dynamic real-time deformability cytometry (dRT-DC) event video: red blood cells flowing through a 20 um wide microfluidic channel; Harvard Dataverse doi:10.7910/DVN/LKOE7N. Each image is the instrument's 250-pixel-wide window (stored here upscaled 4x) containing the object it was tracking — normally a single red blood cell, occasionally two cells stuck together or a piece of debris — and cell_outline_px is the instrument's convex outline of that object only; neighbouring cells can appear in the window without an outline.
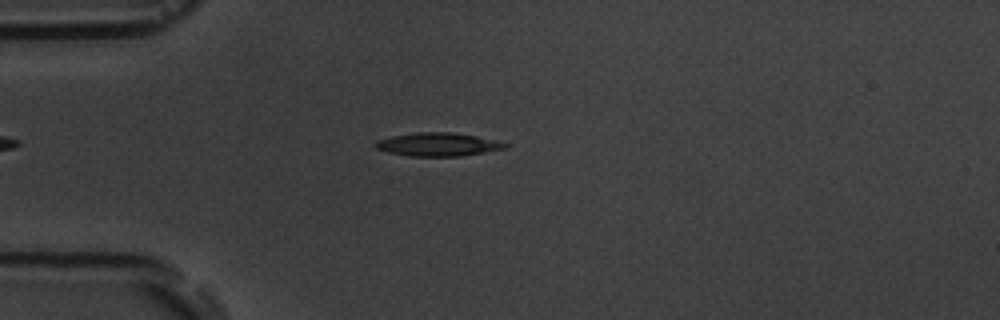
{"species": "common noctule bat (a hibernating species)", "species_latin": "Nyctalus noctula", "temperature_condition": "room temperature", "stored_images_in_passage": 10, "camera_frame_rate_fps": 3000, "um_per_image_px": 0.085, "animal": {"sex": "male", "body_mass_g": 19.5, "forearm_length_mm": 54.6}, "frame": {"image": 1, "passage_image": 5, "time_ms": 4.667, "image_size_px": [1000, 320], "cell_outline_px": [[508, 148], [460, 156], [408, 156], [388, 152], [376, 148], [372, 144], [376, 140], [392, 136], [416, 132], [452, 132], [476, 136], [496, 140], [508, 144]], "centroid_in_image_um": [37.2, 12.27], "position_along_channel_um": 47.8, "area_um2": 17.69}}
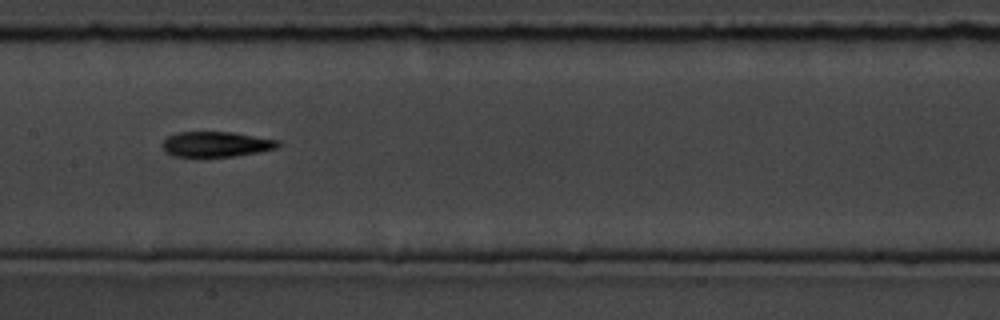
{"frame": {"image": 2, "passage_image": 9, "time_ms": 9.0, "image_size_px": [1000, 320], "cell_outline_px": [[284, 144], [276, 148], [236, 156], [196, 160], [172, 156], [164, 152], [160, 144], [168, 136], [176, 132], [236, 132], [280, 140]], "centroid_in_image_um": [18.32, 12.3], "position_along_channel_um": 189.1, "area_um2": 18.21}}
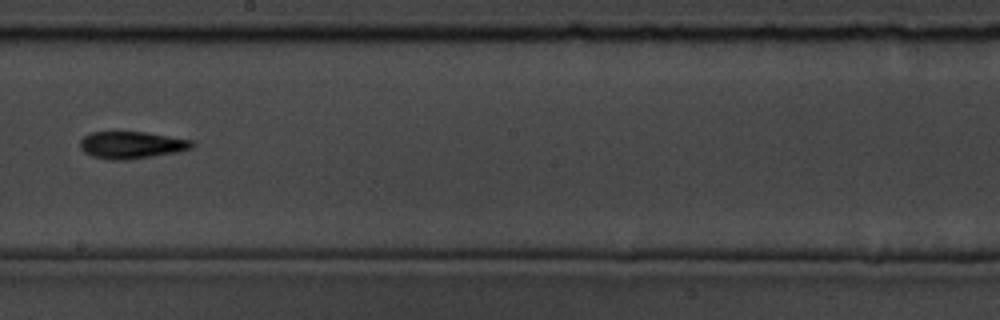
{"frame": {"image": 3, "passage_image": 10, "time_ms": 10.333, "image_size_px": [1000, 320], "cell_outline_px": [[196, 144], [192, 148], [176, 152], [152, 156], [124, 160], [108, 160], [92, 156], [84, 152], [80, 148], [80, 140], [84, 136], [92, 132], [144, 132], [196, 140]], "centroid_in_image_um": [11.21, 12.32], "position_along_channel_um": 237.0, "area_um2": 17.8}}